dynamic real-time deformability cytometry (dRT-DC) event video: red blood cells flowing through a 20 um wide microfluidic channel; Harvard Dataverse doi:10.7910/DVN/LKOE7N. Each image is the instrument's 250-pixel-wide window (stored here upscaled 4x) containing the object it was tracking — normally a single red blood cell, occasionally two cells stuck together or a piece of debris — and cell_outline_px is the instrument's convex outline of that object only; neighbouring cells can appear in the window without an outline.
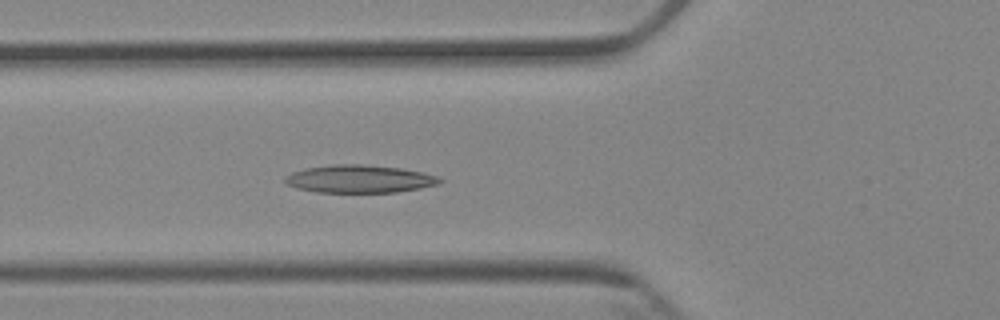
{"species": "Egyptian fruit bat (a non-hibernating species)", "species_latin": "Rousettus aegyptiacus", "temperature_condition": "cold", "stored_images_in_passage": 6, "camera_frame_rate_fps": 3000, "um_per_image_px": 0.085, "animal": {"sex": "female"}, "frame": {"image": 1, "passage_image": 6, "time_ms": 5.667, "image_size_px": [1000, 320], "cell_outline_px": [[444, 180], [440, 184], [420, 188], [396, 192], [316, 192], [296, 188], [284, 184], [284, 176], [292, 172], [304, 168], [332, 164], [360, 164], [400, 168], [424, 172], [440, 176]], "centroid_in_image_um": [30.55, 15.2], "position_along_channel_um": 95.3, "area_um2": 25.37}}